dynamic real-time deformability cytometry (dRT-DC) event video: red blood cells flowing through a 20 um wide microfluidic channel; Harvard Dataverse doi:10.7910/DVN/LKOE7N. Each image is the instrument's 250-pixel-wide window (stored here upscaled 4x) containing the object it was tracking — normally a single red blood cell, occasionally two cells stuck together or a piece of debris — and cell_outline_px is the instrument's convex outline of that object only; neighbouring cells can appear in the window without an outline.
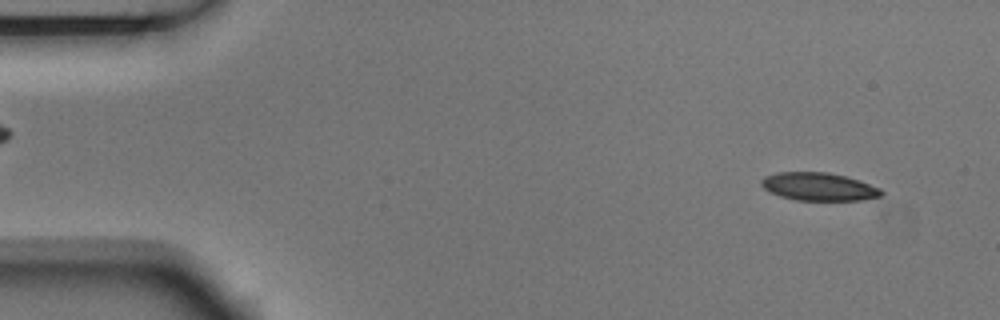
{"species": "Egyptian fruit bat (a non-hibernating species)", "species_latin": "Rousettus aegyptiacus", "temperature_condition": "room temperature", "stored_images_in_passage": 3, "camera_frame_rate_fps": 3000, "um_per_image_px": 0.085, "animal": {"sex": "male"}, "frame": {"image": 1, "passage_image": 1, "time_ms": 0.0, "image_size_px": [1000, 320], "cell_outline_px": [[884, 192], [880, 196], [864, 200], [796, 200], [780, 196], [768, 192], [760, 184], [760, 180], [764, 176], [776, 172], [828, 172], [860, 180], [880, 188]], "centroid_in_image_um": [69.57, 15.86], "position_along_channel_um": 15.4, "area_um2": 19.71}}